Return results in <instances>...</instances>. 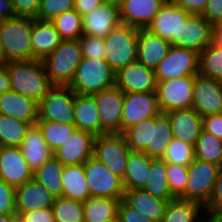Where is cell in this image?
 Here are the masks:
<instances>
[{"mask_svg": "<svg viewBox=\"0 0 222 222\" xmlns=\"http://www.w3.org/2000/svg\"><path fill=\"white\" fill-rule=\"evenodd\" d=\"M203 131L222 140V114L207 115L202 117Z\"/></svg>", "mask_w": 222, "mask_h": 222, "instance_id": "52", "label": "cell"}, {"mask_svg": "<svg viewBox=\"0 0 222 222\" xmlns=\"http://www.w3.org/2000/svg\"><path fill=\"white\" fill-rule=\"evenodd\" d=\"M118 217L122 222H154L131 207H128L122 200L118 207Z\"/></svg>", "mask_w": 222, "mask_h": 222, "instance_id": "53", "label": "cell"}, {"mask_svg": "<svg viewBox=\"0 0 222 222\" xmlns=\"http://www.w3.org/2000/svg\"><path fill=\"white\" fill-rule=\"evenodd\" d=\"M162 159L166 163L188 166L195 159L194 145L173 137Z\"/></svg>", "mask_w": 222, "mask_h": 222, "instance_id": "43", "label": "cell"}, {"mask_svg": "<svg viewBox=\"0 0 222 222\" xmlns=\"http://www.w3.org/2000/svg\"><path fill=\"white\" fill-rule=\"evenodd\" d=\"M194 151L195 158L222 166V140L216 136L202 130Z\"/></svg>", "mask_w": 222, "mask_h": 222, "instance_id": "39", "label": "cell"}, {"mask_svg": "<svg viewBox=\"0 0 222 222\" xmlns=\"http://www.w3.org/2000/svg\"><path fill=\"white\" fill-rule=\"evenodd\" d=\"M139 28L121 24L105 38V60L115 71L137 61Z\"/></svg>", "mask_w": 222, "mask_h": 222, "instance_id": "6", "label": "cell"}, {"mask_svg": "<svg viewBox=\"0 0 222 222\" xmlns=\"http://www.w3.org/2000/svg\"><path fill=\"white\" fill-rule=\"evenodd\" d=\"M107 222H122V221L119 219V217H116V218H114L110 221H107Z\"/></svg>", "mask_w": 222, "mask_h": 222, "instance_id": "62", "label": "cell"}, {"mask_svg": "<svg viewBox=\"0 0 222 222\" xmlns=\"http://www.w3.org/2000/svg\"><path fill=\"white\" fill-rule=\"evenodd\" d=\"M216 30H222V21H221V23L216 27Z\"/></svg>", "mask_w": 222, "mask_h": 222, "instance_id": "63", "label": "cell"}, {"mask_svg": "<svg viewBox=\"0 0 222 222\" xmlns=\"http://www.w3.org/2000/svg\"><path fill=\"white\" fill-rule=\"evenodd\" d=\"M115 85L124 93L156 92L155 71L139 61L120 68L115 75Z\"/></svg>", "mask_w": 222, "mask_h": 222, "instance_id": "19", "label": "cell"}, {"mask_svg": "<svg viewBox=\"0 0 222 222\" xmlns=\"http://www.w3.org/2000/svg\"><path fill=\"white\" fill-rule=\"evenodd\" d=\"M56 197L34 178L16 188V215L52 208Z\"/></svg>", "mask_w": 222, "mask_h": 222, "instance_id": "23", "label": "cell"}, {"mask_svg": "<svg viewBox=\"0 0 222 222\" xmlns=\"http://www.w3.org/2000/svg\"><path fill=\"white\" fill-rule=\"evenodd\" d=\"M194 78L195 76H183L176 79L157 81L156 94L162 113L191 108Z\"/></svg>", "mask_w": 222, "mask_h": 222, "instance_id": "11", "label": "cell"}, {"mask_svg": "<svg viewBox=\"0 0 222 222\" xmlns=\"http://www.w3.org/2000/svg\"><path fill=\"white\" fill-rule=\"evenodd\" d=\"M122 24L146 29L167 0H118Z\"/></svg>", "mask_w": 222, "mask_h": 222, "instance_id": "22", "label": "cell"}, {"mask_svg": "<svg viewBox=\"0 0 222 222\" xmlns=\"http://www.w3.org/2000/svg\"><path fill=\"white\" fill-rule=\"evenodd\" d=\"M11 84L7 64L0 65V94L10 91Z\"/></svg>", "mask_w": 222, "mask_h": 222, "instance_id": "56", "label": "cell"}, {"mask_svg": "<svg viewBox=\"0 0 222 222\" xmlns=\"http://www.w3.org/2000/svg\"><path fill=\"white\" fill-rule=\"evenodd\" d=\"M205 209L206 214H222V166H220L211 198L205 205Z\"/></svg>", "mask_w": 222, "mask_h": 222, "instance_id": "49", "label": "cell"}, {"mask_svg": "<svg viewBox=\"0 0 222 222\" xmlns=\"http://www.w3.org/2000/svg\"><path fill=\"white\" fill-rule=\"evenodd\" d=\"M79 41L83 57L105 59L104 38L82 35Z\"/></svg>", "mask_w": 222, "mask_h": 222, "instance_id": "46", "label": "cell"}, {"mask_svg": "<svg viewBox=\"0 0 222 222\" xmlns=\"http://www.w3.org/2000/svg\"><path fill=\"white\" fill-rule=\"evenodd\" d=\"M7 63L8 62L6 60V54H5L3 45L1 44V41H0V65L7 64Z\"/></svg>", "mask_w": 222, "mask_h": 222, "instance_id": "60", "label": "cell"}, {"mask_svg": "<svg viewBox=\"0 0 222 222\" xmlns=\"http://www.w3.org/2000/svg\"><path fill=\"white\" fill-rule=\"evenodd\" d=\"M216 37V28L202 15L190 14L179 29V47L201 53Z\"/></svg>", "mask_w": 222, "mask_h": 222, "instance_id": "18", "label": "cell"}, {"mask_svg": "<svg viewBox=\"0 0 222 222\" xmlns=\"http://www.w3.org/2000/svg\"><path fill=\"white\" fill-rule=\"evenodd\" d=\"M168 40L150 33L146 29H139L137 61L147 68L155 70L171 48Z\"/></svg>", "mask_w": 222, "mask_h": 222, "instance_id": "27", "label": "cell"}, {"mask_svg": "<svg viewBox=\"0 0 222 222\" xmlns=\"http://www.w3.org/2000/svg\"><path fill=\"white\" fill-rule=\"evenodd\" d=\"M62 42L52 21L33 19L31 33L32 59L43 60Z\"/></svg>", "mask_w": 222, "mask_h": 222, "instance_id": "26", "label": "cell"}, {"mask_svg": "<svg viewBox=\"0 0 222 222\" xmlns=\"http://www.w3.org/2000/svg\"><path fill=\"white\" fill-rule=\"evenodd\" d=\"M166 176L171 193L179 198L188 183V166L167 163Z\"/></svg>", "mask_w": 222, "mask_h": 222, "instance_id": "44", "label": "cell"}, {"mask_svg": "<svg viewBox=\"0 0 222 222\" xmlns=\"http://www.w3.org/2000/svg\"><path fill=\"white\" fill-rule=\"evenodd\" d=\"M162 112L156 92H132L124 94L121 133L137 123L156 117Z\"/></svg>", "mask_w": 222, "mask_h": 222, "instance_id": "13", "label": "cell"}, {"mask_svg": "<svg viewBox=\"0 0 222 222\" xmlns=\"http://www.w3.org/2000/svg\"><path fill=\"white\" fill-rule=\"evenodd\" d=\"M165 114L170 119L173 137L195 146L203 130L202 116L193 108L173 110Z\"/></svg>", "mask_w": 222, "mask_h": 222, "instance_id": "24", "label": "cell"}, {"mask_svg": "<svg viewBox=\"0 0 222 222\" xmlns=\"http://www.w3.org/2000/svg\"><path fill=\"white\" fill-rule=\"evenodd\" d=\"M41 0H12L15 16L38 19Z\"/></svg>", "mask_w": 222, "mask_h": 222, "instance_id": "48", "label": "cell"}, {"mask_svg": "<svg viewBox=\"0 0 222 222\" xmlns=\"http://www.w3.org/2000/svg\"><path fill=\"white\" fill-rule=\"evenodd\" d=\"M122 201L154 222L162 221L168 204V201L157 198L143 189L125 190Z\"/></svg>", "mask_w": 222, "mask_h": 222, "instance_id": "28", "label": "cell"}, {"mask_svg": "<svg viewBox=\"0 0 222 222\" xmlns=\"http://www.w3.org/2000/svg\"><path fill=\"white\" fill-rule=\"evenodd\" d=\"M123 135L130 151H143L151 158H162L173 139L170 119L164 113L129 127Z\"/></svg>", "mask_w": 222, "mask_h": 222, "instance_id": "1", "label": "cell"}, {"mask_svg": "<svg viewBox=\"0 0 222 222\" xmlns=\"http://www.w3.org/2000/svg\"><path fill=\"white\" fill-rule=\"evenodd\" d=\"M130 149L122 133L101 134L94 139L93 156L123 180Z\"/></svg>", "mask_w": 222, "mask_h": 222, "instance_id": "10", "label": "cell"}, {"mask_svg": "<svg viewBox=\"0 0 222 222\" xmlns=\"http://www.w3.org/2000/svg\"><path fill=\"white\" fill-rule=\"evenodd\" d=\"M167 163L162 158H152L149 174L143 190L164 201H172L176 197L171 193L166 176Z\"/></svg>", "mask_w": 222, "mask_h": 222, "instance_id": "34", "label": "cell"}, {"mask_svg": "<svg viewBox=\"0 0 222 222\" xmlns=\"http://www.w3.org/2000/svg\"><path fill=\"white\" fill-rule=\"evenodd\" d=\"M75 0H41L38 19L52 21L57 15L73 10Z\"/></svg>", "mask_w": 222, "mask_h": 222, "instance_id": "45", "label": "cell"}, {"mask_svg": "<svg viewBox=\"0 0 222 222\" xmlns=\"http://www.w3.org/2000/svg\"><path fill=\"white\" fill-rule=\"evenodd\" d=\"M0 214H16V188L0 178Z\"/></svg>", "mask_w": 222, "mask_h": 222, "instance_id": "47", "label": "cell"}, {"mask_svg": "<svg viewBox=\"0 0 222 222\" xmlns=\"http://www.w3.org/2000/svg\"><path fill=\"white\" fill-rule=\"evenodd\" d=\"M32 28L33 18L28 17L15 16L0 22V41L7 62L32 59Z\"/></svg>", "mask_w": 222, "mask_h": 222, "instance_id": "4", "label": "cell"}, {"mask_svg": "<svg viewBox=\"0 0 222 222\" xmlns=\"http://www.w3.org/2000/svg\"><path fill=\"white\" fill-rule=\"evenodd\" d=\"M202 16L216 28L222 21V0H208Z\"/></svg>", "mask_w": 222, "mask_h": 222, "instance_id": "51", "label": "cell"}, {"mask_svg": "<svg viewBox=\"0 0 222 222\" xmlns=\"http://www.w3.org/2000/svg\"><path fill=\"white\" fill-rule=\"evenodd\" d=\"M206 215L203 204L175 198L168 202L161 222H204Z\"/></svg>", "mask_w": 222, "mask_h": 222, "instance_id": "33", "label": "cell"}, {"mask_svg": "<svg viewBox=\"0 0 222 222\" xmlns=\"http://www.w3.org/2000/svg\"><path fill=\"white\" fill-rule=\"evenodd\" d=\"M52 22L62 40H77L83 35L82 16L75 9L57 15Z\"/></svg>", "mask_w": 222, "mask_h": 222, "instance_id": "40", "label": "cell"}, {"mask_svg": "<svg viewBox=\"0 0 222 222\" xmlns=\"http://www.w3.org/2000/svg\"><path fill=\"white\" fill-rule=\"evenodd\" d=\"M32 124L0 114V147H20Z\"/></svg>", "mask_w": 222, "mask_h": 222, "instance_id": "38", "label": "cell"}, {"mask_svg": "<svg viewBox=\"0 0 222 222\" xmlns=\"http://www.w3.org/2000/svg\"><path fill=\"white\" fill-rule=\"evenodd\" d=\"M11 90L40 102L53 86L42 60L31 59L7 63Z\"/></svg>", "mask_w": 222, "mask_h": 222, "instance_id": "2", "label": "cell"}, {"mask_svg": "<svg viewBox=\"0 0 222 222\" xmlns=\"http://www.w3.org/2000/svg\"><path fill=\"white\" fill-rule=\"evenodd\" d=\"M121 200L90 196L85 202L84 222H107L118 217Z\"/></svg>", "mask_w": 222, "mask_h": 222, "instance_id": "35", "label": "cell"}, {"mask_svg": "<svg viewBox=\"0 0 222 222\" xmlns=\"http://www.w3.org/2000/svg\"><path fill=\"white\" fill-rule=\"evenodd\" d=\"M62 197L85 202L90 197L84 165H67L62 173Z\"/></svg>", "mask_w": 222, "mask_h": 222, "instance_id": "32", "label": "cell"}, {"mask_svg": "<svg viewBox=\"0 0 222 222\" xmlns=\"http://www.w3.org/2000/svg\"><path fill=\"white\" fill-rule=\"evenodd\" d=\"M15 17L12 0H0V22Z\"/></svg>", "mask_w": 222, "mask_h": 222, "instance_id": "57", "label": "cell"}, {"mask_svg": "<svg viewBox=\"0 0 222 222\" xmlns=\"http://www.w3.org/2000/svg\"><path fill=\"white\" fill-rule=\"evenodd\" d=\"M154 71L156 81L195 76L199 74V53L191 49L171 46Z\"/></svg>", "mask_w": 222, "mask_h": 222, "instance_id": "12", "label": "cell"}, {"mask_svg": "<svg viewBox=\"0 0 222 222\" xmlns=\"http://www.w3.org/2000/svg\"><path fill=\"white\" fill-rule=\"evenodd\" d=\"M189 15L175 2L167 0L146 30L179 47V29Z\"/></svg>", "mask_w": 222, "mask_h": 222, "instance_id": "16", "label": "cell"}, {"mask_svg": "<svg viewBox=\"0 0 222 222\" xmlns=\"http://www.w3.org/2000/svg\"><path fill=\"white\" fill-rule=\"evenodd\" d=\"M215 39L222 44V30H216V37Z\"/></svg>", "mask_w": 222, "mask_h": 222, "instance_id": "61", "label": "cell"}, {"mask_svg": "<svg viewBox=\"0 0 222 222\" xmlns=\"http://www.w3.org/2000/svg\"><path fill=\"white\" fill-rule=\"evenodd\" d=\"M115 71L105 59L83 57L70 88L77 94L95 95L115 85Z\"/></svg>", "mask_w": 222, "mask_h": 222, "instance_id": "5", "label": "cell"}, {"mask_svg": "<svg viewBox=\"0 0 222 222\" xmlns=\"http://www.w3.org/2000/svg\"><path fill=\"white\" fill-rule=\"evenodd\" d=\"M103 0H75L74 9L82 16L98 7Z\"/></svg>", "mask_w": 222, "mask_h": 222, "instance_id": "55", "label": "cell"}, {"mask_svg": "<svg viewBox=\"0 0 222 222\" xmlns=\"http://www.w3.org/2000/svg\"><path fill=\"white\" fill-rule=\"evenodd\" d=\"M191 108L202 117L222 114V81L195 75Z\"/></svg>", "mask_w": 222, "mask_h": 222, "instance_id": "17", "label": "cell"}, {"mask_svg": "<svg viewBox=\"0 0 222 222\" xmlns=\"http://www.w3.org/2000/svg\"><path fill=\"white\" fill-rule=\"evenodd\" d=\"M0 114L35 125L38 120V102L10 90L0 94Z\"/></svg>", "mask_w": 222, "mask_h": 222, "instance_id": "25", "label": "cell"}, {"mask_svg": "<svg viewBox=\"0 0 222 222\" xmlns=\"http://www.w3.org/2000/svg\"><path fill=\"white\" fill-rule=\"evenodd\" d=\"M93 96L101 121V134L121 133L124 93L114 85Z\"/></svg>", "mask_w": 222, "mask_h": 222, "instance_id": "15", "label": "cell"}, {"mask_svg": "<svg viewBox=\"0 0 222 222\" xmlns=\"http://www.w3.org/2000/svg\"><path fill=\"white\" fill-rule=\"evenodd\" d=\"M122 24L117 0L104 1L91 12L82 15L83 35L105 38Z\"/></svg>", "mask_w": 222, "mask_h": 222, "instance_id": "14", "label": "cell"}, {"mask_svg": "<svg viewBox=\"0 0 222 222\" xmlns=\"http://www.w3.org/2000/svg\"><path fill=\"white\" fill-rule=\"evenodd\" d=\"M55 222H84L83 202L57 197L52 206Z\"/></svg>", "mask_w": 222, "mask_h": 222, "instance_id": "42", "label": "cell"}, {"mask_svg": "<svg viewBox=\"0 0 222 222\" xmlns=\"http://www.w3.org/2000/svg\"><path fill=\"white\" fill-rule=\"evenodd\" d=\"M151 157L143 151H130L123 177L125 190L143 189L146 185Z\"/></svg>", "mask_w": 222, "mask_h": 222, "instance_id": "31", "label": "cell"}, {"mask_svg": "<svg viewBox=\"0 0 222 222\" xmlns=\"http://www.w3.org/2000/svg\"><path fill=\"white\" fill-rule=\"evenodd\" d=\"M75 92L70 86L53 85L38 103V120L74 125Z\"/></svg>", "mask_w": 222, "mask_h": 222, "instance_id": "7", "label": "cell"}, {"mask_svg": "<svg viewBox=\"0 0 222 222\" xmlns=\"http://www.w3.org/2000/svg\"><path fill=\"white\" fill-rule=\"evenodd\" d=\"M0 222H17L16 214H0Z\"/></svg>", "mask_w": 222, "mask_h": 222, "instance_id": "58", "label": "cell"}, {"mask_svg": "<svg viewBox=\"0 0 222 222\" xmlns=\"http://www.w3.org/2000/svg\"><path fill=\"white\" fill-rule=\"evenodd\" d=\"M190 14L202 15L208 0H172Z\"/></svg>", "mask_w": 222, "mask_h": 222, "instance_id": "54", "label": "cell"}, {"mask_svg": "<svg viewBox=\"0 0 222 222\" xmlns=\"http://www.w3.org/2000/svg\"><path fill=\"white\" fill-rule=\"evenodd\" d=\"M65 168L54 155L33 173V178L52 195L62 197V173Z\"/></svg>", "mask_w": 222, "mask_h": 222, "instance_id": "36", "label": "cell"}, {"mask_svg": "<svg viewBox=\"0 0 222 222\" xmlns=\"http://www.w3.org/2000/svg\"><path fill=\"white\" fill-rule=\"evenodd\" d=\"M94 139L92 134L75 129L53 155L65 166L84 164L93 156Z\"/></svg>", "mask_w": 222, "mask_h": 222, "instance_id": "21", "label": "cell"}, {"mask_svg": "<svg viewBox=\"0 0 222 222\" xmlns=\"http://www.w3.org/2000/svg\"><path fill=\"white\" fill-rule=\"evenodd\" d=\"M74 116L76 129L95 137L101 135V121L94 96L75 93Z\"/></svg>", "mask_w": 222, "mask_h": 222, "instance_id": "30", "label": "cell"}, {"mask_svg": "<svg viewBox=\"0 0 222 222\" xmlns=\"http://www.w3.org/2000/svg\"><path fill=\"white\" fill-rule=\"evenodd\" d=\"M20 149L33 173L53 155L36 124L32 125L28 130L20 145Z\"/></svg>", "mask_w": 222, "mask_h": 222, "instance_id": "29", "label": "cell"}, {"mask_svg": "<svg viewBox=\"0 0 222 222\" xmlns=\"http://www.w3.org/2000/svg\"><path fill=\"white\" fill-rule=\"evenodd\" d=\"M0 178L15 188L33 179L20 147H0Z\"/></svg>", "mask_w": 222, "mask_h": 222, "instance_id": "20", "label": "cell"}, {"mask_svg": "<svg viewBox=\"0 0 222 222\" xmlns=\"http://www.w3.org/2000/svg\"><path fill=\"white\" fill-rule=\"evenodd\" d=\"M199 74L222 81V44L216 39L199 54Z\"/></svg>", "mask_w": 222, "mask_h": 222, "instance_id": "37", "label": "cell"}, {"mask_svg": "<svg viewBox=\"0 0 222 222\" xmlns=\"http://www.w3.org/2000/svg\"><path fill=\"white\" fill-rule=\"evenodd\" d=\"M36 125L41 130L44 140L52 152L59 148L76 129L75 125L50 121H37Z\"/></svg>", "mask_w": 222, "mask_h": 222, "instance_id": "41", "label": "cell"}, {"mask_svg": "<svg viewBox=\"0 0 222 222\" xmlns=\"http://www.w3.org/2000/svg\"><path fill=\"white\" fill-rule=\"evenodd\" d=\"M18 222H55L52 208L33 210L21 213Z\"/></svg>", "mask_w": 222, "mask_h": 222, "instance_id": "50", "label": "cell"}, {"mask_svg": "<svg viewBox=\"0 0 222 222\" xmlns=\"http://www.w3.org/2000/svg\"><path fill=\"white\" fill-rule=\"evenodd\" d=\"M83 165L90 196L122 200L125 188L120 177L95 156H91Z\"/></svg>", "mask_w": 222, "mask_h": 222, "instance_id": "9", "label": "cell"}, {"mask_svg": "<svg viewBox=\"0 0 222 222\" xmlns=\"http://www.w3.org/2000/svg\"><path fill=\"white\" fill-rule=\"evenodd\" d=\"M82 58L79 39L62 40L59 46L42 60L51 84L70 86Z\"/></svg>", "mask_w": 222, "mask_h": 222, "instance_id": "3", "label": "cell"}, {"mask_svg": "<svg viewBox=\"0 0 222 222\" xmlns=\"http://www.w3.org/2000/svg\"><path fill=\"white\" fill-rule=\"evenodd\" d=\"M206 222H222V214H207Z\"/></svg>", "mask_w": 222, "mask_h": 222, "instance_id": "59", "label": "cell"}, {"mask_svg": "<svg viewBox=\"0 0 222 222\" xmlns=\"http://www.w3.org/2000/svg\"><path fill=\"white\" fill-rule=\"evenodd\" d=\"M219 169L220 166L215 163L195 158L188 165V183L179 199L205 206L211 198Z\"/></svg>", "mask_w": 222, "mask_h": 222, "instance_id": "8", "label": "cell"}]
</instances>
